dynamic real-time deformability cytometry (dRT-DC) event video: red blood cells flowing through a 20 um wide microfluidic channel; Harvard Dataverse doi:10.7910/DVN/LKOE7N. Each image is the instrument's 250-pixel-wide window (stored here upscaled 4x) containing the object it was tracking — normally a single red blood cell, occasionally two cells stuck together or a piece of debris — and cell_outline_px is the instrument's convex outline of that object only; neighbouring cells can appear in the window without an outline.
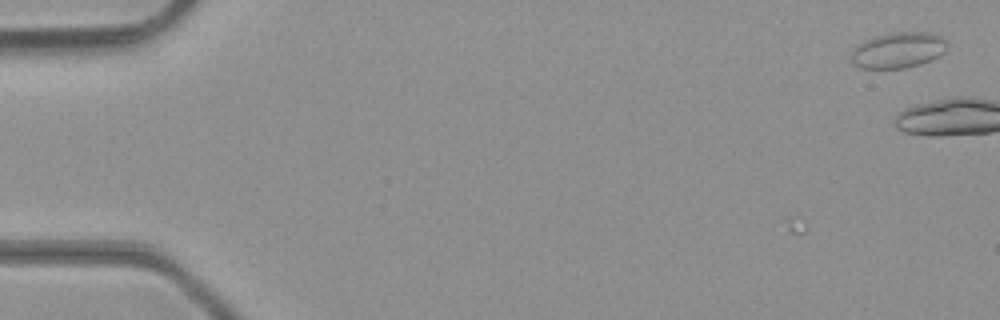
{"species": "common noctule bat (a hibernating species)", "species_latin": "Nyctalus noctula", "temperature_condition": "room temperature", "stored_images_in_passage": 6, "camera_frame_rate_fps": 3000, "um_per_image_px": 0.085, "animal": {"sex": "male", "body_mass_g": 23.1, "forearm_length_mm": 52.7}, "frame": {"image": 1, "passage_image": 6, "time_ms": 1.667, "image_size_px": [1000, 320], "cell_outline_px": [[948, 44], [944, 52], [940, 56], [932, 60], [920, 64], [904, 68], [860, 68], [852, 60], [852, 52], [864, 40], [872, 36], [892, 32], [932, 32], [948, 40]], "centroid_in_image_um": [76.41, 4.24], "position_along_channel_um": 8.6, "area_um2": 20.11}}